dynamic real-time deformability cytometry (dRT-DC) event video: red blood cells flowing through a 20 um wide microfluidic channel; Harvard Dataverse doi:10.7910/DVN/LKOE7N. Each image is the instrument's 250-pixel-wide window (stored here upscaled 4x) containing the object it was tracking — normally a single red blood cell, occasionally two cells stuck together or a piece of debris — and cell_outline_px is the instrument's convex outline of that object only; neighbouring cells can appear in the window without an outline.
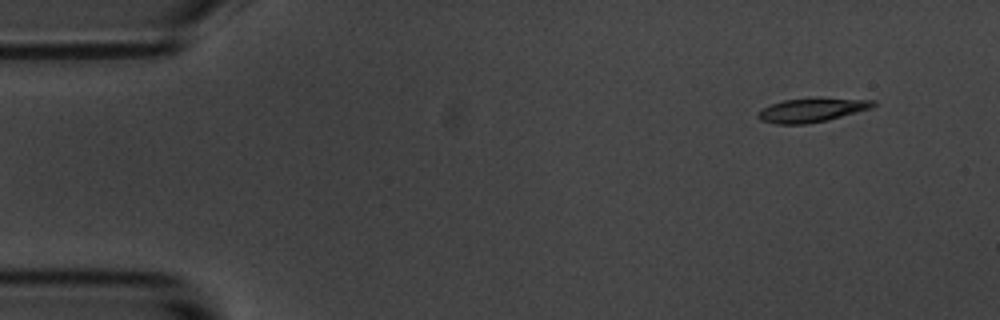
{"species": "common noctule bat (a hibernating species)", "species_latin": "Nyctalus noctula", "temperature_condition": "room temperature", "stored_images_in_passage": 3, "camera_frame_rate_fps": 3000, "um_per_image_px": 0.085, "animal": {"sex": "male", "body_mass_g": 20.1, "forearm_length_mm": 53.5}, "frame": {"image": 1, "passage_image": 3, "time_ms": 2.0, "image_size_px": [1000, 320], "cell_outline_px": [[876, 104], [872, 108], [828, 120], [804, 124], [776, 124], [760, 120], [756, 116], [756, 112], [772, 104], [784, 100], [876, 100]], "centroid_in_image_um": [68.94, 9.4], "position_along_channel_um": 16.1, "area_um2": 15.26}}